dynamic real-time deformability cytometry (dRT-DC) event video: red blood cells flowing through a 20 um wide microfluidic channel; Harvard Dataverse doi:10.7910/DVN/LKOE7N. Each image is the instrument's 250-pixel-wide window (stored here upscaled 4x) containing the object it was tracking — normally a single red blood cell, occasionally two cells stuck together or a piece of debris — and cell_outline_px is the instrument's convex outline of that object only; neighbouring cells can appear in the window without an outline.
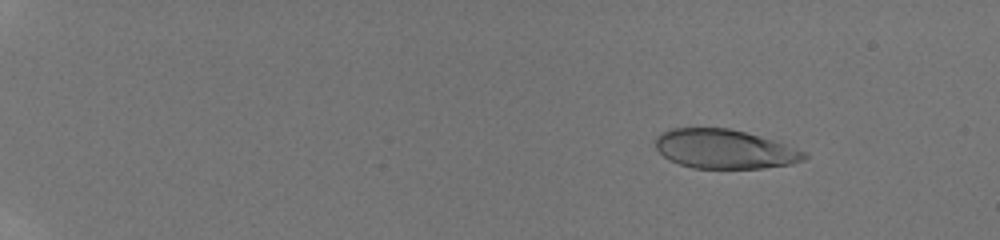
{"species": "human", "species_latin": "Homo sapiens", "temperature_condition": "room temperature", "stored_images_in_passage": 61, "camera_frame_rate_fps": 3000, "um_per_image_px": 0.085, "donor": {"sex": "male"}, "frame": {"image": 1, "passage_image": 6, "time_ms": 1.333, "image_size_px": [1000, 240], "cell_outline_px": [[808, 156], [804, 160], [792, 164], [764, 168], [692, 168], [668, 160], [656, 148], [656, 136], [660, 132], [668, 128], [728, 128], [744, 132], [772, 140], [808, 152]], "centroid_in_image_um": [61.57, 12.67], "position_along_channel_um": 23.4, "area_um2": 33.99}}
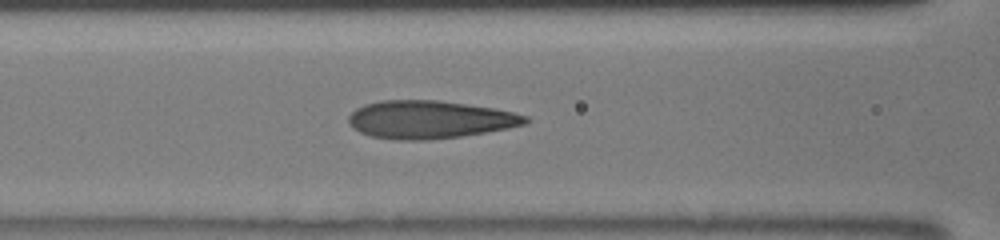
{"frame": {"image": 2, "passage_image": 34, "time_ms": 7.667, "image_size_px": [1000, 240], "cell_outline_px": [[532, 120], [524, 124], [508, 128], [460, 136], [428, 140], [396, 140], [372, 136], [360, 132], [352, 128], [348, 124], [348, 116], [356, 108], [364, 104], [380, 100], [436, 100], [492, 108], [512, 112], [528, 116]], "centroid_in_image_um": [36.48, 10.16], "position_along_channel_um": 130.1, "area_um2": 38.96}}
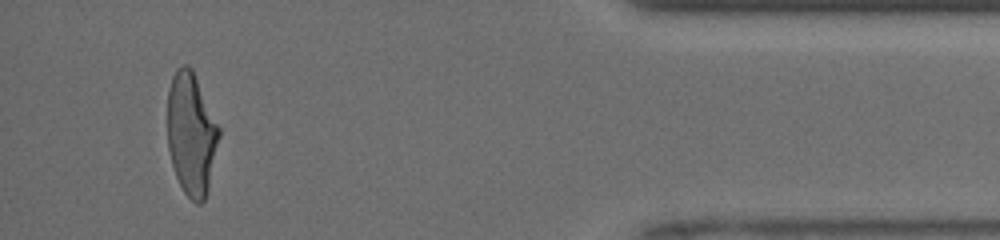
{"frame": {"image": 3, "passage_image": 59, "time_ms": 15.667, "image_size_px": [1000, 240], "cell_outline_px": [[220, 136], [208, 188], [204, 200], [200, 204], [196, 204], [184, 192], [176, 176], [172, 164], [168, 148], [168, 92], [172, 76], [176, 68], [180, 64], [188, 64], [192, 68], [220, 128]], "centroid_in_image_um": [16.26, 11.35], "position_along_channel_um": 418.9, "area_um2": 36.76}, "authors_computed_cell_mechanics": {"area_um2": 37.281, "velocity_mm_per_s": 4.1379, "shape_relaxation_time_tau1_ms": 5.5666, "shape_relaxation_time_tau2_ms": 0.6801, "deformation_change_tau1": 0.2157, "deformation_change_tau2": 0.0703}}